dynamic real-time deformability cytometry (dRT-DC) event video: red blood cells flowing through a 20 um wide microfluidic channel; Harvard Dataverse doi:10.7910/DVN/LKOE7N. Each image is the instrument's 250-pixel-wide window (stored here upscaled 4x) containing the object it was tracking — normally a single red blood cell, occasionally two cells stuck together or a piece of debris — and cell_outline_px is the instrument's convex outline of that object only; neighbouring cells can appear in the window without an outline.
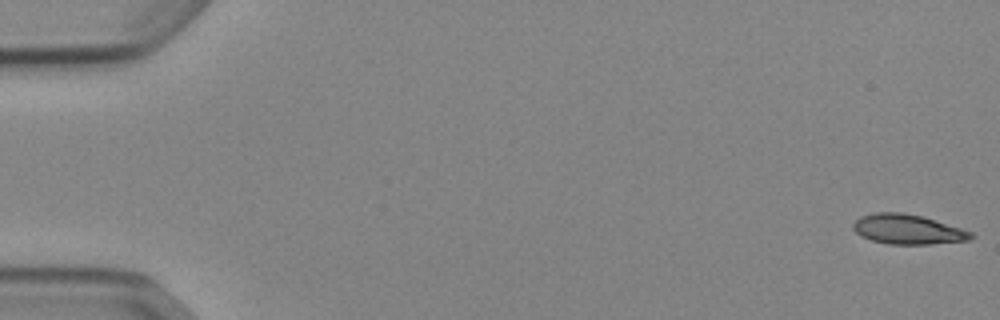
{"species": "Egyptian fruit bat (a non-hibernating species)", "species_latin": "Rousettus aegyptiacus", "temperature_condition": "cold", "stored_images_in_passage": 53, "camera_frame_rate_fps": 3000, "um_per_image_px": 0.085, "animal": {"sex": "female"}, "frame": {"image": 1, "passage_image": 1, "time_ms": 0.0, "image_size_px": [1000, 320], "cell_outline_px": [[976, 236], [968, 240], [928, 244], [888, 244], [872, 240], [860, 236], [852, 228], [852, 224], [860, 216], [876, 212], [900, 212], [920, 216], [960, 228], [972, 232]], "centroid_in_image_um": [77.11, 19.49], "position_along_channel_um": 7.9, "area_um2": 20.23}}
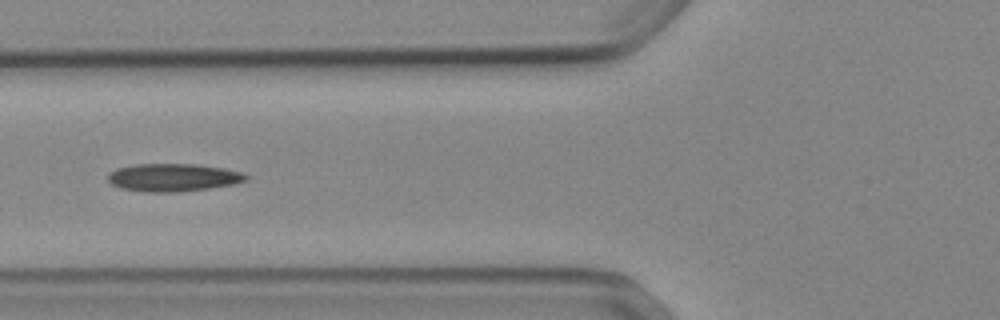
{"frame": {"image": 2, "passage_image": 21, "time_ms": 6.667, "image_size_px": [1000, 320], "cell_outline_px": [[248, 180], [232, 184], [208, 188], [176, 192], [148, 192], [120, 188], [112, 184], [108, 180], [108, 176], [116, 168], [136, 164], [196, 164], [224, 168], [244, 172], [248, 176]], "centroid_in_image_um": [14.74, 15.08], "position_along_channel_um": 111.1, "area_um2": 22.31}}
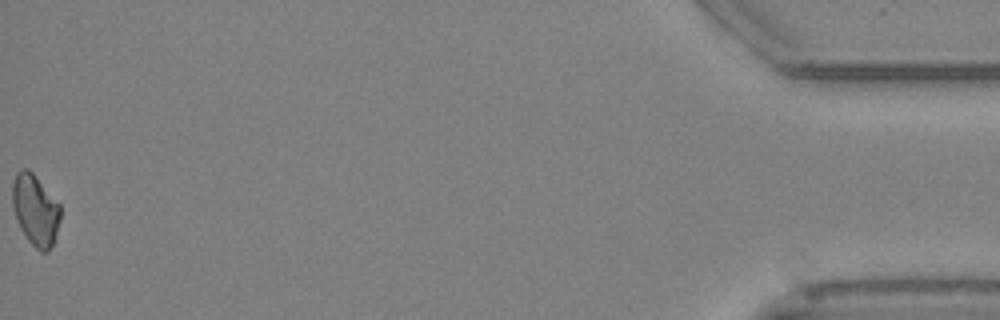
{"frame": {"image": 3, "passage_image": 53, "time_ms": 17.333, "image_size_px": [1000, 320], "cell_outline_px": [[60, 220], [52, 244], [48, 252], [40, 252], [28, 240], [16, 220], [12, 204], [12, 184], [16, 172], [20, 168], [28, 168], [32, 172], [60, 204]], "centroid_in_image_um": [2.99, 17.82], "position_along_channel_um": 432.2, "area_um2": 19.83}, "authors_computed_cell_mechanics": {"area_um2": 20.9236, "velocity_mm_per_s": 3.8989, "shape_relaxation_time_tau1_ms": 5.3217, "shape_relaxation_time_tau2_ms": null, "deformation_change_tau1": 0.1403, "deformation_change_tau2": null}}